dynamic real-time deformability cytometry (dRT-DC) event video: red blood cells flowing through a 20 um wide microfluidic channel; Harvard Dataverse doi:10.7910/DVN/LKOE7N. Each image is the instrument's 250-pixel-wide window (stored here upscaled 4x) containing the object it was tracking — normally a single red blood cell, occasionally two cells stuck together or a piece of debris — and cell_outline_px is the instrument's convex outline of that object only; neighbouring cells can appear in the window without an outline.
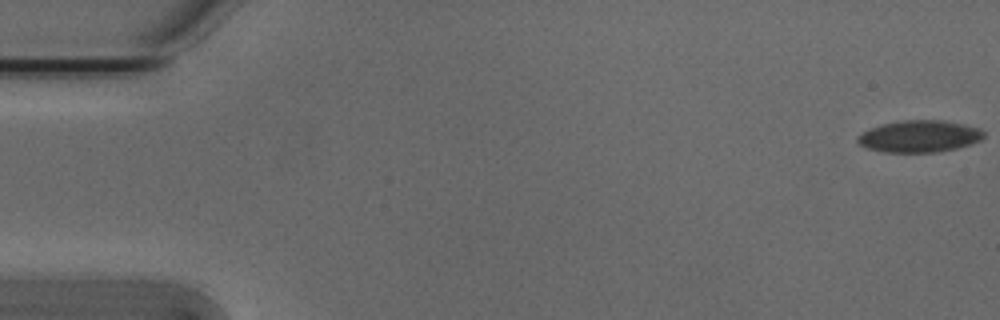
{"species": "Egyptian fruit bat (a non-hibernating species)", "species_latin": "Rousettus aegyptiacus", "temperature_condition": "cold", "stored_images_in_passage": 45, "camera_frame_rate_fps": 3000, "um_per_image_px": 0.085, "animal": {"sex": "male"}, "frame": {"image": 1, "passage_image": 1, "time_ms": 0.0, "image_size_px": [1000, 320], "cell_outline_px": [[984, 136], [980, 140], [956, 148], [936, 152], [884, 152], [868, 148], [860, 144], [856, 140], [856, 136], [872, 128], [884, 124], [904, 120], [940, 120], [964, 124], [980, 128], [984, 132]], "centroid_in_image_um": [78.16, 11.58], "position_along_channel_um": 6.8, "area_um2": 23.12}}
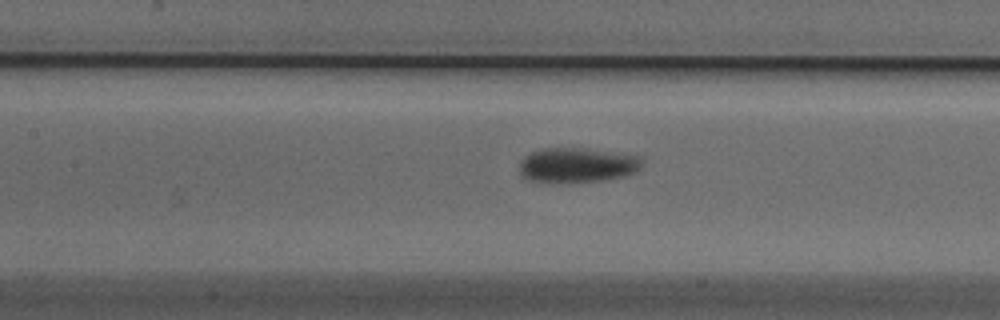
{"frame": {"image": 2, "passage_image": 25, "time_ms": 8.0, "image_size_px": [1000, 320], "cell_outline_px": [[644, 156], [640, 168], [636, 172], [624, 176], [600, 180], [528, 180], [520, 176], [520, 160], [524, 156], [532, 152], [544, 148], [584, 148]], "centroid_in_image_um": [49.1, 13.99], "position_along_channel_um": 158.3, "area_um2": 24.33}}
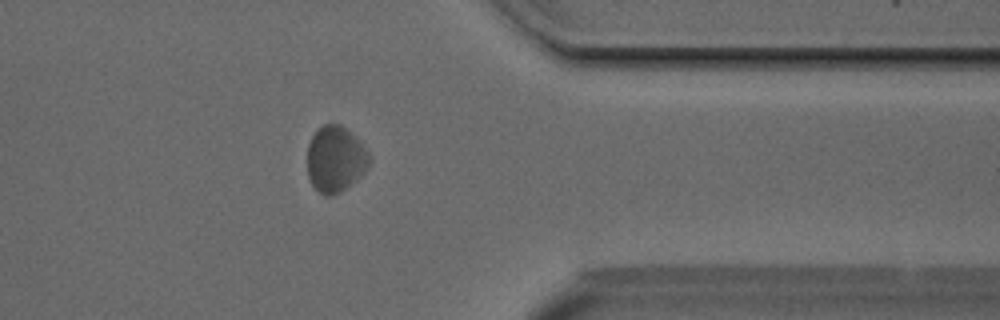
{"frame": {"image": 3, "passage_image": 44, "time_ms": 14.333, "image_size_px": [1000, 320], "cell_outline_px": [[368, 164], [364, 172], [356, 180], [340, 192], [328, 196], [324, 196], [312, 184], [308, 176], [308, 144], [312, 136], [324, 124], [340, 124], [360, 140], [368, 152]], "centroid_in_image_um": [28.5, 13.52], "position_along_channel_um": 382.9, "area_um2": 23.52}, "authors_computed_cell_mechanics": {"area_um2": 23.8714, "velocity_mm_per_s": 3.7495, "shape_relaxation_time_tau1_ms": 4.0929, "shape_relaxation_time_tau2_ms": null, "deformation_change_tau1": 0.1088, "deformation_change_tau2": null}}